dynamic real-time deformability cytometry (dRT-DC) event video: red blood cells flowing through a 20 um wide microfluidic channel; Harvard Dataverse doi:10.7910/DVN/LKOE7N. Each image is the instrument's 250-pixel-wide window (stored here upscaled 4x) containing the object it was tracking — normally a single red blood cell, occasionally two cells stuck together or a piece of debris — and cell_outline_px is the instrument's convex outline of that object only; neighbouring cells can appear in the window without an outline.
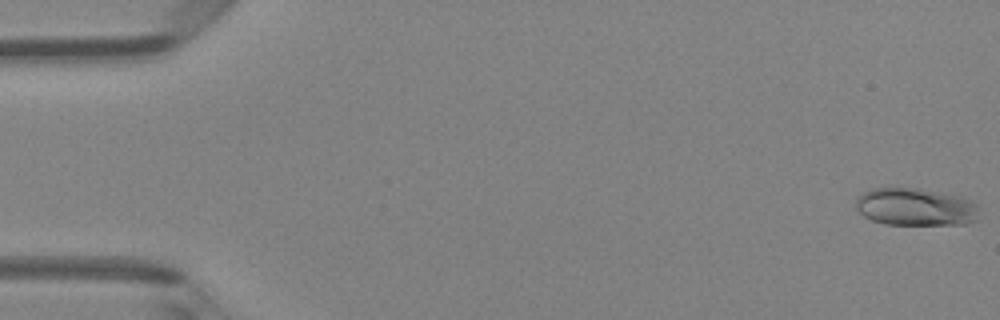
{"species": "Egyptian fruit bat (a non-hibernating species)", "species_latin": "Rousettus aegyptiacus", "temperature_condition": "room temperature", "stored_images_in_passage": 48, "camera_frame_rate_fps": 3000, "um_per_image_px": 0.085, "animal": {"sex": "female"}, "frame": {"image": 1, "passage_image": 1, "time_ms": 0.0, "image_size_px": [1000, 320], "cell_outline_px": [[980, 220], [964, 224], [884, 224], [872, 220], [864, 216], [856, 208], [856, 200], [864, 192], [876, 188], [920, 188], [956, 196], [972, 200], [976, 204]], "centroid_in_image_um": [77.85, 17.6], "position_along_channel_um": 7.2, "area_um2": 26.88}}
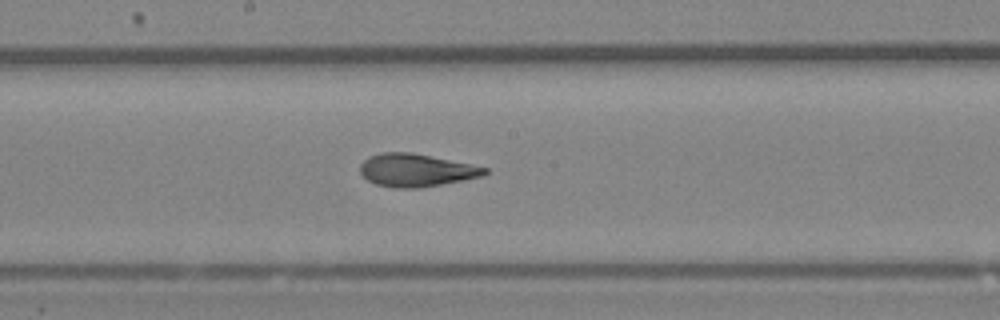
{"frame": {"image": 2, "passage_image": 26, "time_ms": 8.333, "image_size_px": [1000, 320], "cell_outline_px": [[488, 172], [484, 176], [440, 184], [416, 188], [392, 188], [376, 184], [368, 180], [360, 172], [360, 164], [368, 156], [380, 152], [412, 152], [488, 168]], "centroid_in_image_um": [35.33, 14.46], "position_along_channel_um": 212.9, "area_um2": 23.7}}
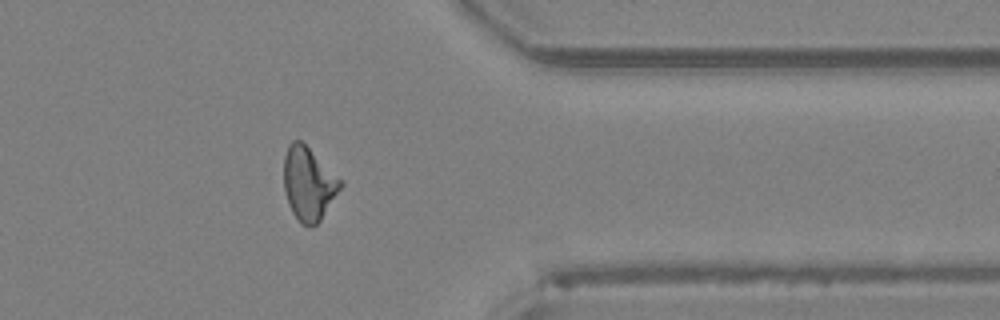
{"frame": {"image": 3, "passage_image": 39, "time_ms": 12.667, "image_size_px": [1000, 320], "cell_outline_px": [[344, 184], [320, 220], [316, 224], [300, 224], [292, 212], [288, 204], [284, 192], [284, 156], [288, 144], [292, 140], [300, 140], [344, 180]], "centroid_in_image_um": [26.23, 15.59], "position_along_channel_um": 385.2, "area_um2": 24.28}, "authors_computed_cell_mechanics": {"area_um2": 24.276, "velocity_mm_per_s": 4.246, "shape_relaxation_time_tau1_ms": 4.1563, "shape_relaxation_time_tau2_ms": 1.4506, "deformation_change_tau1": 0.1611, "deformation_change_tau2": 0.0854}}